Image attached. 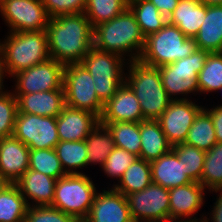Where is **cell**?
I'll list each match as a JSON object with an SVG mask.
<instances>
[{
	"label": "cell",
	"mask_w": 222,
	"mask_h": 222,
	"mask_svg": "<svg viewBox=\"0 0 222 222\" xmlns=\"http://www.w3.org/2000/svg\"><path fill=\"white\" fill-rule=\"evenodd\" d=\"M93 31L84 13L50 18L46 29L50 58L64 65L80 63L94 46Z\"/></svg>",
	"instance_id": "1"
},
{
	"label": "cell",
	"mask_w": 222,
	"mask_h": 222,
	"mask_svg": "<svg viewBox=\"0 0 222 222\" xmlns=\"http://www.w3.org/2000/svg\"><path fill=\"white\" fill-rule=\"evenodd\" d=\"M93 40L96 49L118 54L128 62L139 59L145 44V37L129 8L96 26Z\"/></svg>",
	"instance_id": "2"
},
{
	"label": "cell",
	"mask_w": 222,
	"mask_h": 222,
	"mask_svg": "<svg viewBox=\"0 0 222 222\" xmlns=\"http://www.w3.org/2000/svg\"><path fill=\"white\" fill-rule=\"evenodd\" d=\"M50 58L46 30L7 32L0 40V64L5 75L28 69Z\"/></svg>",
	"instance_id": "3"
},
{
	"label": "cell",
	"mask_w": 222,
	"mask_h": 222,
	"mask_svg": "<svg viewBox=\"0 0 222 222\" xmlns=\"http://www.w3.org/2000/svg\"><path fill=\"white\" fill-rule=\"evenodd\" d=\"M125 83L139 100L144 120L157 121L172 99L162 83L159 68L134 60L127 63Z\"/></svg>",
	"instance_id": "4"
},
{
	"label": "cell",
	"mask_w": 222,
	"mask_h": 222,
	"mask_svg": "<svg viewBox=\"0 0 222 222\" xmlns=\"http://www.w3.org/2000/svg\"><path fill=\"white\" fill-rule=\"evenodd\" d=\"M196 49L195 38L187 37L177 26L167 22L158 32L145 38L139 60L161 67L190 56Z\"/></svg>",
	"instance_id": "5"
},
{
	"label": "cell",
	"mask_w": 222,
	"mask_h": 222,
	"mask_svg": "<svg viewBox=\"0 0 222 222\" xmlns=\"http://www.w3.org/2000/svg\"><path fill=\"white\" fill-rule=\"evenodd\" d=\"M126 61L118 54L100 51L93 46L80 62L93 77L97 97L103 105L125 82Z\"/></svg>",
	"instance_id": "6"
},
{
	"label": "cell",
	"mask_w": 222,
	"mask_h": 222,
	"mask_svg": "<svg viewBox=\"0 0 222 222\" xmlns=\"http://www.w3.org/2000/svg\"><path fill=\"white\" fill-rule=\"evenodd\" d=\"M208 54L206 50L196 49L188 57L158 67L165 91L172 100H189L191 95L199 93L198 74Z\"/></svg>",
	"instance_id": "7"
},
{
	"label": "cell",
	"mask_w": 222,
	"mask_h": 222,
	"mask_svg": "<svg viewBox=\"0 0 222 222\" xmlns=\"http://www.w3.org/2000/svg\"><path fill=\"white\" fill-rule=\"evenodd\" d=\"M98 192L91 177L83 174H66L56 181L52 207L82 222L89 214Z\"/></svg>",
	"instance_id": "8"
},
{
	"label": "cell",
	"mask_w": 222,
	"mask_h": 222,
	"mask_svg": "<svg viewBox=\"0 0 222 222\" xmlns=\"http://www.w3.org/2000/svg\"><path fill=\"white\" fill-rule=\"evenodd\" d=\"M63 90L65 105L101 117L104 105L97 97L93 77L81 63L65 65Z\"/></svg>",
	"instance_id": "9"
},
{
	"label": "cell",
	"mask_w": 222,
	"mask_h": 222,
	"mask_svg": "<svg viewBox=\"0 0 222 222\" xmlns=\"http://www.w3.org/2000/svg\"><path fill=\"white\" fill-rule=\"evenodd\" d=\"M0 13L8 32L46 30L50 19L42 0H2Z\"/></svg>",
	"instance_id": "10"
},
{
	"label": "cell",
	"mask_w": 222,
	"mask_h": 222,
	"mask_svg": "<svg viewBox=\"0 0 222 222\" xmlns=\"http://www.w3.org/2000/svg\"><path fill=\"white\" fill-rule=\"evenodd\" d=\"M65 65L53 58L36 64L14 74L11 78L15 84L13 94H30L35 92L63 89Z\"/></svg>",
	"instance_id": "11"
},
{
	"label": "cell",
	"mask_w": 222,
	"mask_h": 222,
	"mask_svg": "<svg viewBox=\"0 0 222 222\" xmlns=\"http://www.w3.org/2000/svg\"><path fill=\"white\" fill-rule=\"evenodd\" d=\"M13 136L29 149H55L60 141L56 117L17 112Z\"/></svg>",
	"instance_id": "12"
},
{
	"label": "cell",
	"mask_w": 222,
	"mask_h": 222,
	"mask_svg": "<svg viewBox=\"0 0 222 222\" xmlns=\"http://www.w3.org/2000/svg\"><path fill=\"white\" fill-rule=\"evenodd\" d=\"M134 222H160L170 217L169 189L151 183L126 196Z\"/></svg>",
	"instance_id": "13"
},
{
	"label": "cell",
	"mask_w": 222,
	"mask_h": 222,
	"mask_svg": "<svg viewBox=\"0 0 222 222\" xmlns=\"http://www.w3.org/2000/svg\"><path fill=\"white\" fill-rule=\"evenodd\" d=\"M203 108V105L190 99L170 102L157 121L172 146L185 142L190 127Z\"/></svg>",
	"instance_id": "14"
},
{
	"label": "cell",
	"mask_w": 222,
	"mask_h": 222,
	"mask_svg": "<svg viewBox=\"0 0 222 222\" xmlns=\"http://www.w3.org/2000/svg\"><path fill=\"white\" fill-rule=\"evenodd\" d=\"M106 189L98 190L89 214L82 222H134L126 196L113 187Z\"/></svg>",
	"instance_id": "15"
},
{
	"label": "cell",
	"mask_w": 222,
	"mask_h": 222,
	"mask_svg": "<svg viewBox=\"0 0 222 222\" xmlns=\"http://www.w3.org/2000/svg\"><path fill=\"white\" fill-rule=\"evenodd\" d=\"M207 191L201 183L193 181L186 185L169 189L170 217L204 220L206 213L199 215L201 218H198L196 213L205 204L206 197H204V194Z\"/></svg>",
	"instance_id": "16"
},
{
	"label": "cell",
	"mask_w": 222,
	"mask_h": 222,
	"mask_svg": "<svg viewBox=\"0 0 222 222\" xmlns=\"http://www.w3.org/2000/svg\"><path fill=\"white\" fill-rule=\"evenodd\" d=\"M99 123L100 118L94 113L65 105L62 112L56 117L59 140H85Z\"/></svg>",
	"instance_id": "17"
},
{
	"label": "cell",
	"mask_w": 222,
	"mask_h": 222,
	"mask_svg": "<svg viewBox=\"0 0 222 222\" xmlns=\"http://www.w3.org/2000/svg\"><path fill=\"white\" fill-rule=\"evenodd\" d=\"M139 100L124 82L115 95L104 104L100 122H140L143 121Z\"/></svg>",
	"instance_id": "18"
},
{
	"label": "cell",
	"mask_w": 222,
	"mask_h": 222,
	"mask_svg": "<svg viewBox=\"0 0 222 222\" xmlns=\"http://www.w3.org/2000/svg\"><path fill=\"white\" fill-rule=\"evenodd\" d=\"M27 145L14 136L0 139V172L15 184L29 169Z\"/></svg>",
	"instance_id": "19"
},
{
	"label": "cell",
	"mask_w": 222,
	"mask_h": 222,
	"mask_svg": "<svg viewBox=\"0 0 222 222\" xmlns=\"http://www.w3.org/2000/svg\"><path fill=\"white\" fill-rule=\"evenodd\" d=\"M20 113L57 117L65 106L64 90H49L30 94H14Z\"/></svg>",
	"instance_id": "20"
},
{
	"label": "cell",
	"mask_w": 222,
	"mask_h": 222,
	"mask_svg": "<svg viewBox=\"0 0 222 222\" xmlns=\"http://www.w3.org/2000/svg\"><path fill=\"white\" fill-rule=\"evenodd\" d=\"M56 181L57 179L28 169L15 184L28 206H51Z\"/></svg>",
	"instance_id": "21"
},
{
	"label": "cell",
	"mask_w": 222,
	"mask_h": 222,
	"mask_svg": "<svg viewBox=\"0 0 222 222\" xmlns=\"http://www.w3.org/2000/svg\"><path fill=\"white\" fill-rule=\"evenodd\" d=\"M152 182L166 189L191 183V179L185 174L182 160L170 150L157 160L150 162Z\"/></svg>",
	"instance_id": "22"
},
{
	"label": "cell",
	"mask_w": 222,
	"mask_h": 222,
	"mask_svg": "<svg viewBox=\"0 0 222 222\" xmlns=\"http://www.w3.org/2000/svg\"><path fill=\"white\" fill-rule=\"evenodd\" d=\"M206 17V5L199 0H179L167 22L177 26L187 37L194 38Z\"/></svg>",
	"instance_id": "23"
},
{
	"label": "cell",
	"mask_w": 222,
	"mask_h": 222,
	"mask_svg": "<svg viewBox=\"0 0 222 222\" xmlns=\"http://www.w3.org/2000/svg\"><path fill=\"white\" fill-rule=\"evenodd\" d=\"M198 49L220 52L222 49V5L206 6V17L194 37Z\"/></svg>",
	"instance_id": "24"
},
{
	"label": "cell",
	"mask_w": 222,
	"mask_h": 222,
	"mask_svg": "<svg viewBox=\"0 0 222 222\" xmlns=\"http://www.w3.org/2000/svg\"><path fill=\"white\" fill-rule=\"evenodd\" d=\"M140 158L147 162L157 160L172 149L158 121H140Z\"/></svg>",
	"instance_id": "25"
},
{
	"label": "cell",
	"mask_w": 222,
	"mask_h": 222,
	"mask_svg": "<svg viewBox=\"0 0 222 222\" xmlns=\"http://www.w3.org/2000/svg\"><path fill=\"white\" fill-rule=\"evenodd\" d=\"M152 183L150 162L142 158H137L125 170L123 176L118 181L110 186L122 193L124 196L139 192L145 189Z\"/></svg>",
	"instance_id": "26"
},
{
	"label": "cell",
	"mask_w": 222,
	"mask_h": 222,
	"mask_svg": "<svg viewBox=\"0 0 222 222\" xmlns=\"http://www.w3.org/2000/svg\"><path fill=\"white\" fill-rule=\"evenodd\" d=\"M128 8L137 20L145 38L158 32L167 23V18L150 0H128Z\"/></svg>",
	"instance_id": "27"
},
{
	"label": "cell",
	"mask_w": 222,
	"mask_h": 222,
	"mask_svg": "<svg viewBox=\"0 0 222 222\" xmlns=\"http://www.w3.org/2000/svg\"><path fill=\"white\" fill-rule=\"evenodd\" d=\"M111 133L115 147L125 149L140 158V122H100Z\"/></svg>",
	"instance_id": "28"
},
{
	"label": "cell",
	"mask_w": 222,
	"mask_h": 222,
	"mask_svg": "<svg viewBox=\"0 0 222 222\" xmlns=\"http://www.w3.org/2000/svg\"><path fill=\"white\" fill-rule=\"evenodd\" d=\"M88 166L99 164L102 167L109 154L114 150L115 143L108 129L98 124L86 137Z\"/></svg>",
	"instance_id": "29"
},
{
	"label": "cell",
	"mask_w": 222,
	"mask_h": 222,
	"mask_svg": "<svg viewBox=\"0 0 222 222\" xmlns=\"http://www.w3.org/2000/svg\"><path fill=\"white\" fill-rule=\"evenodd\" d=\"M63 170L66 174H83L88 165L86 141H59L55 147Z\"/></svg>",
	"instance_id": "30"
},
{
	"label": "cell",
	"mask_w": 222,
	"mask_h": 222,
	"mask_svg": "<svg viewBox=\"0 0 222 222\" xmlns=\"http://www.w3.org/2000/svg\"><path fill=\"white\" fill-rule=\"evenodd\" d=\"M184 143L204 151L217 143L212 119L204 108L195 118Z\"/></svg>",
	"instance_id": "31"
},
{
	"label": "cell",
	"mask_w": 222,
	"mask_h": 222,
	"mask_svg": "<svg viewBox=\"0 0 222 222\" xmlns=\"http://www.w3.org/2000/svg\"><path fill=\"white\" fill-rule=\"evenodd\" d=\"M28 205L16 184L0 193V222H24Z\"/></svg>",
	"instance_id": "32"
},
{
	"label": "cell",
	"mask_w": 222,
	"mask_h": 222,
	"mask_svg": "<svg viewBox=\"0 0 222 222\" xmlns=\"http://www.w3.org/2000/svg\"><path fill=\"white\" fill-rule=\"evenodd\" d=\"M199 95L217 92L222 88V53L209 52L198 74Z\"/></svg>",
	"instance_id": "33"
},
{
	"label": "cell",
	"mask_w": 222,
	"mask_h": 222,
	"mask_svg": "<svg viewBox=\"0 0 222 222\" xmlns=\"http://www.w3.org/2000/svg\"><path fill=\"white\" fill-rule=\"evenodd\" d=\"M128 8V0H87L84 14L94 29Z\"/></svg>",
	"instance_id": "34"
},
{
	"label": "cell",
	"mask_w": 222,
	"mask_h": 222,
	"mask_svg": "<svg viewBox=\"0 0 222 222\" xmlns=\"http://www.w3.org/2000/svg\"><path fill=\"white\" fill-rule=\"evenodd\" d=\"M29 169L57 180L66 175L55 149H30Z\"/></svg>",
	"instance_id": "35"
},
{
	"label": "cell",
	"mask_w": 222,
	"mask_h": 222,
	"mask_svg": "<svg viewBox=\"0 0 222 222\" xmlns=\"http://www.w3.org/2000/svg\"><path fill=\"white\" fill-rule=\"evenodd\" d=\"M201 183L209 192L222 189V143H216L206 151Z\"/></svg>",
	"instance_id": "36"
},
{
	"label": "cell",
	"mask_w": 222,
	"mask_h": 222,
	"mask_svg": "<svg viewBox=\"0 0 222 222\" xmlns=\"http://www.w3.org/2000/svg\"><path fill=\"white\" fill-rule=\"evenodd\" d=\"M182 160V167L185 174L193 182H199L202 176L206 151L190 146L185 143H178L171 149Z\"/></svg>",
	"instance_id": "37"
},
{
	"label": "cell",
	"mask_w": 222,
	"mask_h": 222,
	"mask_svg": "<svg viewBox=\"0 0 222 222\" xmlns=\"http://www.w3.org/2000/svg\"><path fill=\"white\" fill-rule=\"evenodd\" d=\"M17 112L16 97L5 89L0 94V139L13 136Z\"/></svg>",
	"instance_id": "38"
},
{
	"label": "cell",
	"mask_w": 222,
	"mask_h": 222,
	"mask_svg": "<svg viewBox=\"0 0 222 222\" xmlns=\"http://www.w3.org/2000/svg\"><path fill=\"white\" fill-rule=\"evenodd\" d=\"M138 157L132 153H129L125 149L115 147L114 150L109 154L106 161L101 167V171L112 180L116 178V182L121 179L125 170L134 162Z\"/></svg>",
	"instance_id": "39"
},
{
	"label": "cell",
	"mask_w": 222,
	"mask_h": 222,
	"mask_svg": "<svg viewBox=\"0 0 222 222\" xmlns=\"http://www.w3.org/2000/svg\"><path fill=\"white\" fill-rule=\"evenodd\" d=\"M24 222H80L52 206H28Z\"/></svg>",
	"instance_id": "40"
},
{
	"label": "cell",
	"mask_w": 222,
	"mask_h": 222,
	"mask_svg": "<svg viewBox=\"0 0 222 222\" xmlns=\"http://www.w3.org/2000/svg\"><path fill=\"white\" fill-rule=\"evenodd\" d=\"M49 18L84 13L87 0H42Z\"/></svg>",
	"instance_id": "41"
},
{
	"label": "cell",
	"mask_w": 222,
	"mask_h": 222,
	"mask_svg": "<svg viewBox=\"0 0 222 222\" xmlns=\"http://www.w3.org/2000/svg\"><path fill=\"white\" fill-rule=\"evenodd\" d=\"M204 109L212 119L217 143H222V108L213 105L210 108L204 106Z\"/></svg>",
	"instance_id": "42"
},
{
	"label": "cell",
	"mask_w": 222,
	"mask_h": 222,
	"mask_svg": "<svg viewBox=\"0 0 222 222\" xmlns=\"http://www.w3.org/2000/svg\"><path fill=\"white\" fill-rule=\"evenodd\" d=\"M213 192L217 193L219 192L217 198L215 199L214 205L211 206L212 210H210V213L208 212L207 215H205L204 222H222V189H216L210 191V193L213 194ZM210 214V215H209ZM209 215V217H208ZM212 215V216H211Z\"/></svg>",
	"instance_id": "43"
},
{
	"label": "cell",
	"mask_w": 222,
	"mask_h": 222,
	"mask_svg": "<svg viewBox=\"0 0 222 222\" xmlns=\"http://www.w3.org/2000/svg\"><path fill=\"white\" fill-rule=\"evenodd\" d=\"M154 6L166 17L175 10L179 0H150Z\"/></svg>",
	"instance_id": "44"
},
{
	"label": "cell",
	"mask_w": 222,
	"mask_h": 222,
	"mask_svg": "<svg viewBox=\"0 0 222 222\" xmlns=\"http://www.w3.org/2000/svg\"><path fill=\"white\" fill-rule=\"evenodd\" d=\"M160 222H204V220H193V219H185V218H172L168 217L167 219Z\"/></svg>",
	"instance_id": "45"
},
{
	"label": "cell",
	"mask_w": 222,
	"mask_h": 222,
	"mask_svg": "<svg viewBox=\"0 0 222 222\" xmlns=\"http://www.w3.org/2000/svg\"><path fill=\"white\" fill-rule=\"evenodd\" d=\"M12 183L0 172V193L3 192Z\"/></svg>",
	"instance_id": "46"
},
{
	"label": "cell",
	"mask_w": 222,
	"mask_h": 222,
	"mask_svg": "<svg viewBox=\"0 0 222 222\" xmlns=\"http://www.w3.org/2000/svg\"><path fill=\"white\" fill-rule=\"evenodd\" d=\"M5 77H6L5 72L0 64V94L5 91V89H4L5 88V85H4Z\"/></svg>",
	"instance_id": "47"
},
{
	"label": "cell",
	"mask_w": 222,
	"mask_h": 222,
	"mask_svg": "<svg viewBox=\"0 0 222 222\" xmlns=\"http://www.w3.org/2000/svg\"><path fill=\"white\" fill-rule=\"evenodd\" d=\"M201 3H203L206 6L210 5H222V0H199Z\"/></svg>",
	"instance_id": "48"
},
{
	"label": "cell",
	"mask_w": 222,
	"mask_h": 222,
	"mask_svg": "<svg viewBox=\"0 0 222 222\" xmlns=\"http://www.w3.org/2000/svg\"><path fill=\"white\" fill-rule=\"evenodd\" d=\"M222 91V88L218 91V92H221ZM217 107H220V108H222V104L220 105H216Z\"/></svg>",
	"instance_id": "49"
}]
</instances>
